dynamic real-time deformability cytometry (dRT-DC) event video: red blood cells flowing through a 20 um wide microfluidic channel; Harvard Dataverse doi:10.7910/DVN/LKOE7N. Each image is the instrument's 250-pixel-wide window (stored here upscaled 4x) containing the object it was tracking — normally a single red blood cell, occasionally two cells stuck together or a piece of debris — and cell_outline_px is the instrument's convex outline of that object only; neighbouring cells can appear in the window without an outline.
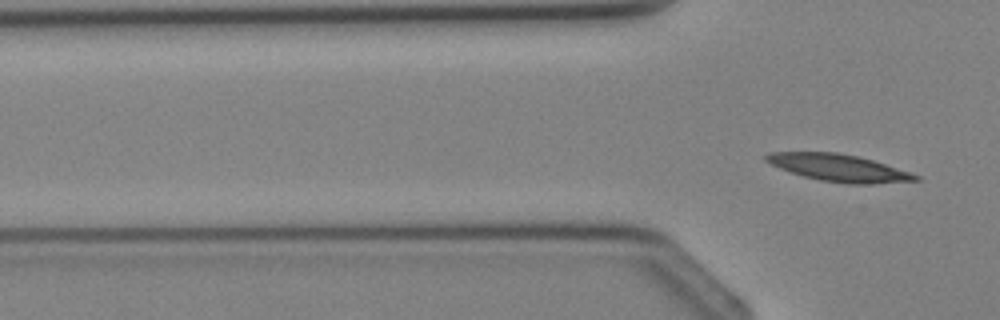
{"species": "Egyptian fruit bat (a non-hibernating species)", "species_latin": "Rousettus aegyptiacus", "temperature_condition": "cold", "stored_images_in_passage": 6, "segment_of_instrument_passage": [2, 2], "camera_frame_rate_fps": 3000, "um_per_image_px": 0.085, "animal": {"sex": "female"}, "frame": {"image": 1, "passage_image": 6, "time_ms": 6.0, "image_size_px": [1000, 320], "cell_outline_px": [[920, 180], [872, 184], [848, 184], [820, 180], [804, 176], [780, 168], [764, 160], [764, 156], [768, 152], [836, 152], [856, 156], [872, 160], [920, 176]], "centroid_in_image_um": [71.27, 14.26], "position_along_channel_um": 54.5, "area_um2": 23.29}}